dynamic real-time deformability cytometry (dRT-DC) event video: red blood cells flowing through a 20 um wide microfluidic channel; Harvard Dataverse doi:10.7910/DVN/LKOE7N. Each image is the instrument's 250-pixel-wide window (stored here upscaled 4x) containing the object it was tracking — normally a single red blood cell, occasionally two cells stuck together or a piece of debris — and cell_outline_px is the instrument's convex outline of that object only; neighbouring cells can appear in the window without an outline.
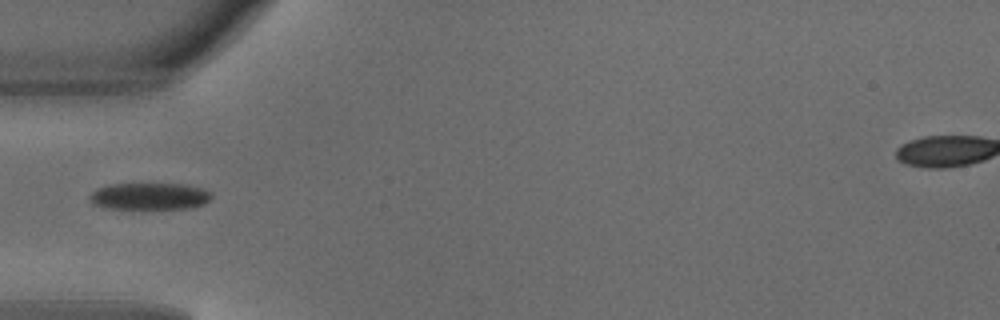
{"species": "common noctule bat (a hibernating species)", "species_latin": "Nyctalus noctula", "temperature_condition": "warm", "stored_images_in_passage": 1, "camera_frame_rate_fps": 3000, "um_per_image_px": 0.085, "animal": {"sex": "male", "body_mass_g": 18.8}, "frame": {"image": 1, "passage_image": 1, "time_ms": 0.0, "image_size_px": [1000, 320], "cell_outline_px": [[212, 196], [204, 204], [192, 208], [104, 208], [92, 204], [88, 196], [96, 188], [108, 184], [184, 184], [204, 188], [212, 192]], "centroid_in_image_um": [12.7, 16.67], "position_along_channel_um": 72.3, "area_um2": 19.19}}